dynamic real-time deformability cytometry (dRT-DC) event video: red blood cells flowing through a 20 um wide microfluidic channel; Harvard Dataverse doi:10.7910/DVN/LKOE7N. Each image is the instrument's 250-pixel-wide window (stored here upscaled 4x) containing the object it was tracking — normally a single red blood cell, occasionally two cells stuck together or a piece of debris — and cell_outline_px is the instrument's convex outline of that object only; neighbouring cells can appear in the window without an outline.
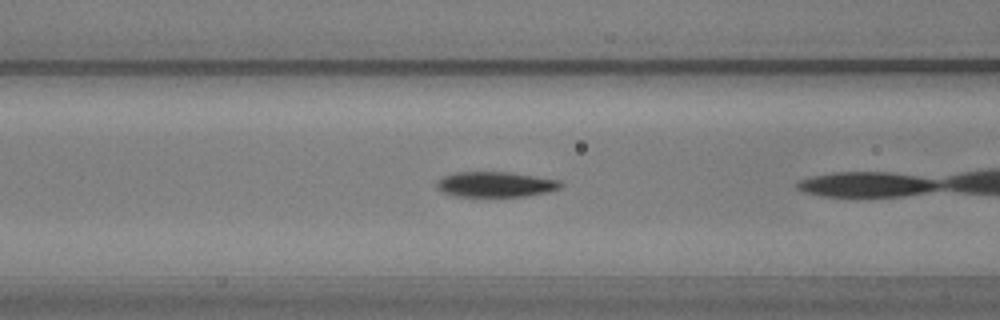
{"species": "common noctule bat (a hibernating species)", "species_latin": "Nyctalus noctula", "temperature_condition": "warm", "stored_images_in_passage": 10, "camera_frame_rate_fps": 3000, "um_per_image_px": 0.085, "animal": {"sex": "male", "body_mass_g": 20.5, "forearm_length_mm": 52.5}, "frame": {"image": 1, "passage_image": 5, "time_ms": 1.333, "image_size_px": [1000, 320], "cell_outline_px": [[564, 184], [560, 188], [548, 192], [524, 196], [456, 196], [444, 192], [436, 188], [436, 180], [452, 172], [508, 172], [560, 180]], "centroid_in_image_um": [42.1, 15.66], "position_along_channel_um": 124.5, "area_um2": 18.26}}